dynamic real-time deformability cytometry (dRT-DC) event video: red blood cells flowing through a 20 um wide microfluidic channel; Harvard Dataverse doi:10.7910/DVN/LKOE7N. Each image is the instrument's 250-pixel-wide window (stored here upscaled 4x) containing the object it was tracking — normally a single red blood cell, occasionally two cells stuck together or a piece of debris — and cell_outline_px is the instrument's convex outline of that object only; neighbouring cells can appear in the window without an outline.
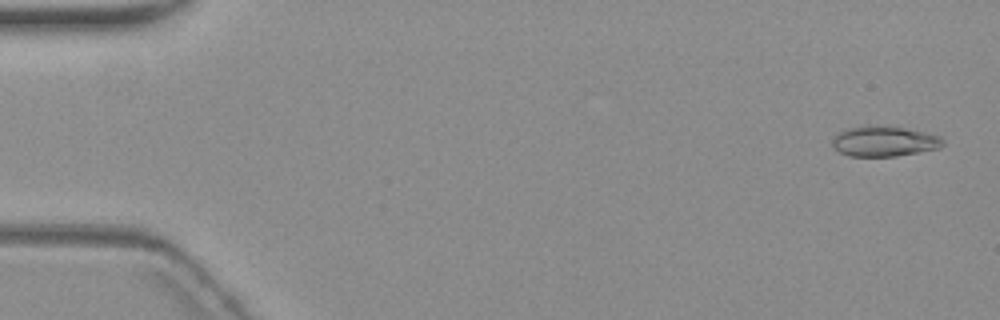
{"species": "common noctule bat (a hibernating species)", "species_latin": "Nyctalus noctula", "temperature_condition": "warm", "stored_images_in_passage": 5, "camera_frame_rate_fps": 3000, "um_per_image_px": 0.085, "animal": {"sex": "female", "body_mass_g": 19.3, "forearm_length_mm": 54.1}, "frame": {"image": 1, "passage_image": 1, "time_ms": 0.0, "image_size_px": [1000, 320], "cell_outline_px": [[944, 144], [940, 148], [896, 156], [848, 156], [832, 148], [832, 140], [836, 132], [860, 124], [876, 124], [904, 128], [924, 132], [940, 136], [944, 140]], "centroid_in_image_um": [75.1, 11.98], "position_along_channel_um": 9.9, "area_um2": 20.0}}
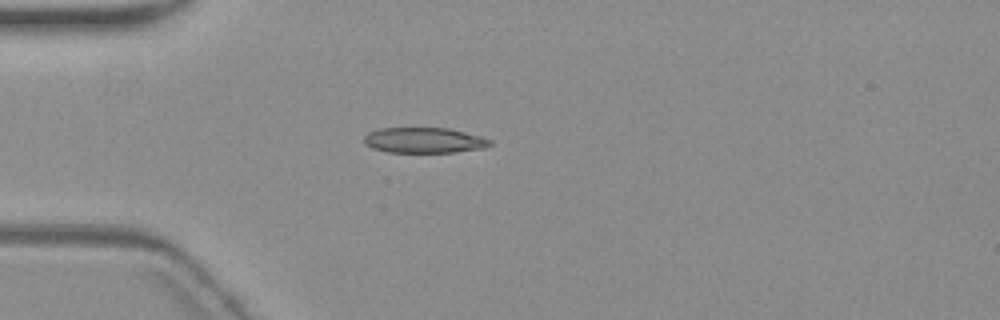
{"frame": {"image": 2, "passage_image": 5, "time_ms": 4.667, "image_size_px": [1000, 320], "cell_outline_px": [[492, 144], [484, 148], [456, 152], [388, 152], [372, 148], [364, 144], [364, 136], [368, 132], [380, 128], [448, 128], [480, 136], [492, 140]], "centroid_in_image_um": [36.04, 11.92], "position_along_channel_um": 49.0, "area_um2": 18.73}}